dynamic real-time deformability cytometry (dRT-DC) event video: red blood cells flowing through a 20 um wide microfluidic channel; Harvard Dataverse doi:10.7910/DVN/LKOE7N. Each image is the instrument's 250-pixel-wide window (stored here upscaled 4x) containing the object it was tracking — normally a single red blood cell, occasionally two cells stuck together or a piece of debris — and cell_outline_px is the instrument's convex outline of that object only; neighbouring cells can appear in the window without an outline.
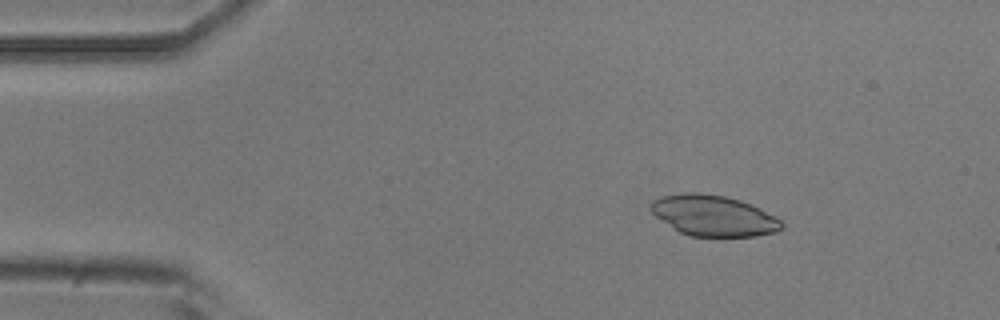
{"species": "common noctule bat (a hibernating species)", "species_latin": "Nyctalus noctula", "temperature_condition": "room temperature", "stored_images_in_passage": 5, "camera_frame_rate_fps": 3000, "um_per_image_px": 0.085, "animal": {"sex": "male", "body_mass_g": 20.5, "forearm_length_mm": 52.5}, "frame": {"image": 1, "passage_image": 3, "time_ms": 2.0, "image_size_px": [1000, 320], "cell_outline_px": [[784, 228], [772, 232], [756, 236], [688, 236], [680, 232], [656, 216], [652, 212], [652, 200], [664, 196], [684, 192], [700, 192], [724, 196], [740, 200], [752, 204], [760, 208], [780, 220], [784, 224]], "centroid_in_image_um": [60.67, 18.32], "position_along_channel_um": 24.3, "area_um2": 30.81}}